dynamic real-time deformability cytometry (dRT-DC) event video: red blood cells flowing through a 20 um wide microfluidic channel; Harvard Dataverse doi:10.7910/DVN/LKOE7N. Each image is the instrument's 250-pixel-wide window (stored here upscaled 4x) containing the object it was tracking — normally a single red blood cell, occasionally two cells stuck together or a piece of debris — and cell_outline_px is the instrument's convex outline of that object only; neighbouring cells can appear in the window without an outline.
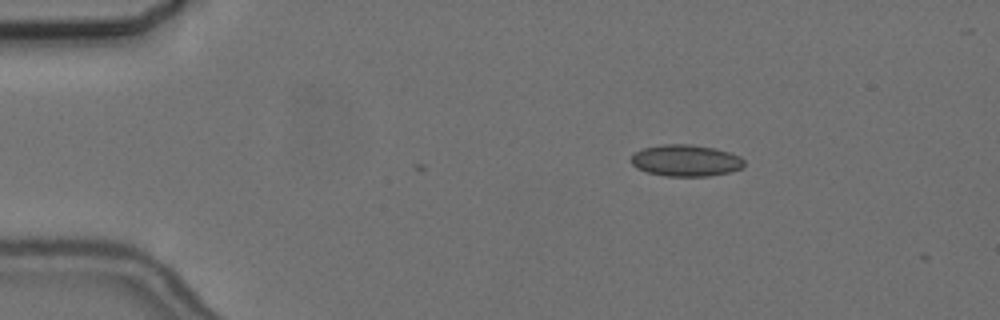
{"species": "common noctule bat (a hibernating species)", "species_latin": "Nyctalus noctula", "temperature_condition": "cold", "stored_images_in_passage": 3, "camera_frame_rate_fps": 3000, "um_per_image_px": 0.085, "animal": {"sex": "female", "body_mass_g": 24.6, "forearm_length_mm": 56.2}, "frame": {"image": 1, "passage_image": 3, "time_ms": 2.333, "image_size_px": [1000, 320], "cell_outline_px": [[744, 168], [728, 172], [708, 176], [668, 176], [648, 172], [636, 168], [632, 164], [632, 152], [644, 148], [664, 144], [692, 144], [716, 148], [740, 156], [744, 160]], "centroid_in_image_um": [58.3, 13.63], "position_along_channel_um": 26.7, "area_um2": 20.87}}